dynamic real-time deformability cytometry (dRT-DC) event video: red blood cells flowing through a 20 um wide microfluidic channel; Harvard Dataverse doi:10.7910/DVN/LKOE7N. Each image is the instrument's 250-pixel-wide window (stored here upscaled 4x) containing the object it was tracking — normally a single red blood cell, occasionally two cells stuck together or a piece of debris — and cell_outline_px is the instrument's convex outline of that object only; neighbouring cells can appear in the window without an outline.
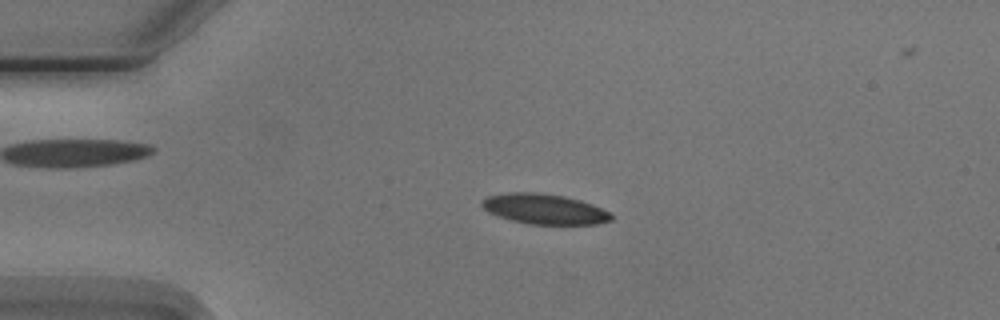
{"species": "Egyptian fruit bat (a non-hibernating species)", "species_latin": "Rousettus aegyptiacus", "temperature_condition": "cold", "stored_images_in_passage": 3, "camera_frame_rate_fps": 3000, "um_per_image_px": 0.085, "animal": {"sex": "male"}, "frame": {"image": 1, "passage_image": 3, "time_ms": 2.333, "image_size_px": [1000, 320], "cell_outline_px": [[612, 220], [596, 224], [528, 224], [496, 216], [488, 212], [480, 204], [480, 200], [488, 196], [512, 192], [536, 192], [564, 196], [580, 200], [592, 204], [608, 212], [612, 216]], "centroid_in_image_um": [46.23, 17.76], "position_along_channel_um": 38.8, "area_um2": 22.72}}